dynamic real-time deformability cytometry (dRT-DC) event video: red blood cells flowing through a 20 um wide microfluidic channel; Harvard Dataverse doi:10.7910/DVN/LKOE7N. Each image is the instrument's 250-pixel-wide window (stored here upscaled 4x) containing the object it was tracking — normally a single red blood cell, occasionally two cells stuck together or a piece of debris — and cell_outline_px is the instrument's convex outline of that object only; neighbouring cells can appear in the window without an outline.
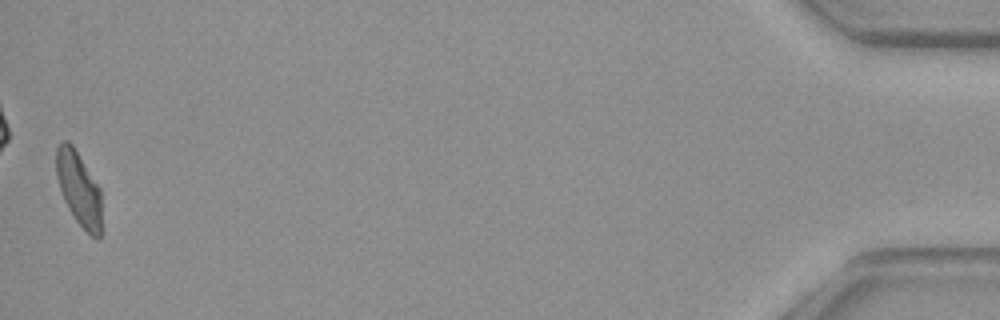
{"species": "common noctule bat (a hibernating species)", "species_latin": "Nyctalus noctula", "temperature_condition": "warm", "stored_images_in_passage": 43, "camera_frame_rate_fps": 3000, "um_per_image_px": 0.085, "animal": {"sex": "female", "body_mass_g": 29.2, "forearm_length_mm": 56.3}, "frame": {"image": 1, "passage_image": 43, "time_ms": 14.0, "image_size_px": [1000, 320], "cell_outline_px": [[100, 240], [96, 240], [76, 220], [68, 208], [64, 200], [56, 176], [56, 148], [64, 140], [68, 140], [72, 144], [100, 188]], "centroid_in_image_um": [6.68, 16.02], "position_along_channel_um": 428.5, "area_um2": 19.25}}